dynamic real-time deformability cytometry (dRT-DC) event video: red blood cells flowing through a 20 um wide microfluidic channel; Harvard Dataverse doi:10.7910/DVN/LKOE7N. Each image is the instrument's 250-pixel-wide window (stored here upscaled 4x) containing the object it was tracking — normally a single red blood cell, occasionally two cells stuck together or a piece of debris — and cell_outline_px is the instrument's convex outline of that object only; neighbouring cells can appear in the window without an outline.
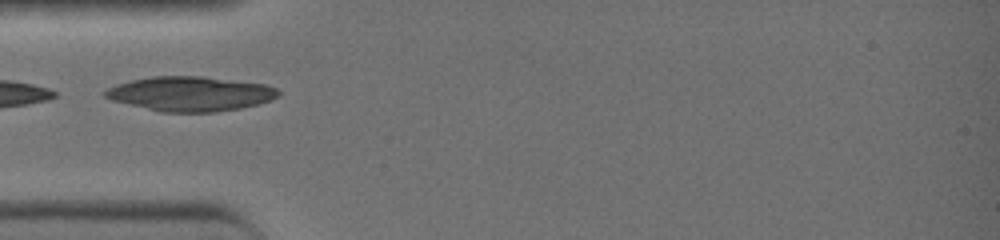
{"species": "common noctule bat (a hibernating species)", "species_latin": "Nyctalus noctula", "temperature_condition": "warm", "stored_images_in_passage": 21, "camera_frame_rate_fps": 3000, "um_per_image_px": 0.085, "animal": {"sex": "female", "body_mass_g": 19.0, "forearm_length_mm": 51.5}, "frame": {"image": 1, "passage_image": 1, "time_ms": 0.0, "image_size_px": [1000, 240], "cell_outline_px": [[280, 92], [276, 96], [268, 100], [256, 104], [236, 108], [212, 112], [164, 112], [116, 100], [104, 96], [100, 92], [116, 84], [132, 80], [152, 76], [204, 76], [264, 84], [276, 88]], "centroid_in_image_um": [16.16, 7.95], "position_along_channel_um": 68.8, "area_um2": 34.22}}